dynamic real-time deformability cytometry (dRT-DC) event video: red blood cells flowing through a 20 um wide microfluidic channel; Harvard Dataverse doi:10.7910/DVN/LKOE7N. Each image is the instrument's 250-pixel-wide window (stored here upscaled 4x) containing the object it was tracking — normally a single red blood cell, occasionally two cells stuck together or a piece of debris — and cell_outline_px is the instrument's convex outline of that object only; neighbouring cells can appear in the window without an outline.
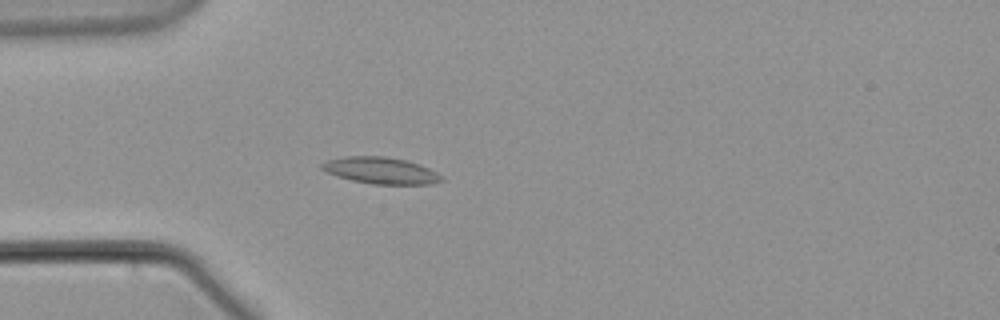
{"species": "common noctule bat (a hibernating species)", "species_latin": "Nyctalus noctula", "temperature_condition": "warm", "stored_images_in_passage": 50, "camera_frame_rate_fps": 3000, "um_per_image_px": 0.085, "animal": {"sex": "male", "body_mass_g": 21.5, "forearm_length_mm": 52.0}, "frame": {"image": 1, "passage_image": 17, "time_ms": 5.333, "image_size_px": [1000, 320], "cell_outline_px": [[444, 180], [432, 184], [372, 184], [352, 180], [336, 176], [324, 172], [320, 168], [320, 164], [328, 160], [344, 156], [384, 156], [404, 160], [420, 164], [436, 172]], "centroid_in_image_um": [32.32, 14.49], "position_along_channel_um": 52.7, "area_um2": 18.55}}
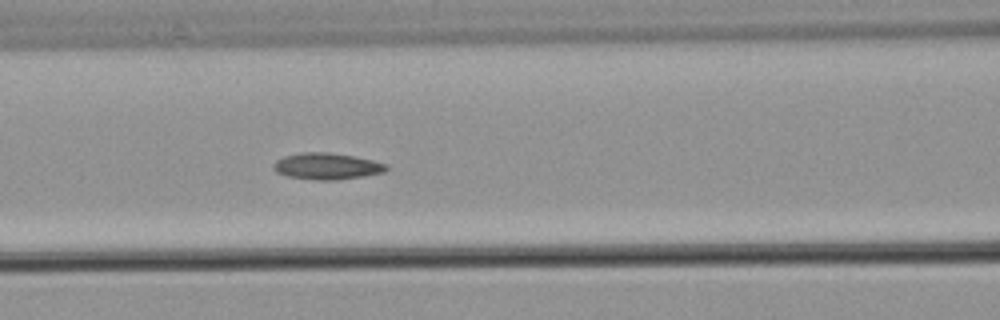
{"frame": {"image": 2, "passage_image": 25, "time_ms": 8.0, "image_size_px": [1000, 320], "cell_outline_px": [[388, 168], [384, 172], [364, 176], [336, 180], [312, 180], [288, 176], [276, 172], [272, 168], [272, 164], [276, 160], [284, 156], [300, 152], [328, 152], [352, 156], [372, 160], [388, 164]], "centroid_in_image_um": [27.75, 14.13], "position_along_channel_um": 138.8, "area_um2": 17.51}}
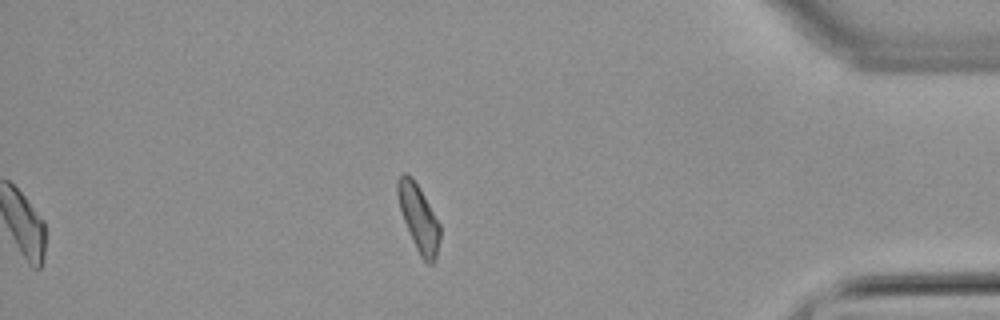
{"frame": {"image": 3, "passage_image": 50, "time_ms": 16.333, "image_size_px": [1000, 320], "cell_outline_px": [[440, 240], [436, 256], [432, 264], [428, 264], [420, 256], [412, 240], [404, 220], [400, 208], [396, 192], [396, 180], [404, 172], [412, 176], [420, 188], [440, 224]], "centroid_in_image_um": [35.58, 18.5], "position_along_channel_um": 399.6, "area_um2": 16.42}}